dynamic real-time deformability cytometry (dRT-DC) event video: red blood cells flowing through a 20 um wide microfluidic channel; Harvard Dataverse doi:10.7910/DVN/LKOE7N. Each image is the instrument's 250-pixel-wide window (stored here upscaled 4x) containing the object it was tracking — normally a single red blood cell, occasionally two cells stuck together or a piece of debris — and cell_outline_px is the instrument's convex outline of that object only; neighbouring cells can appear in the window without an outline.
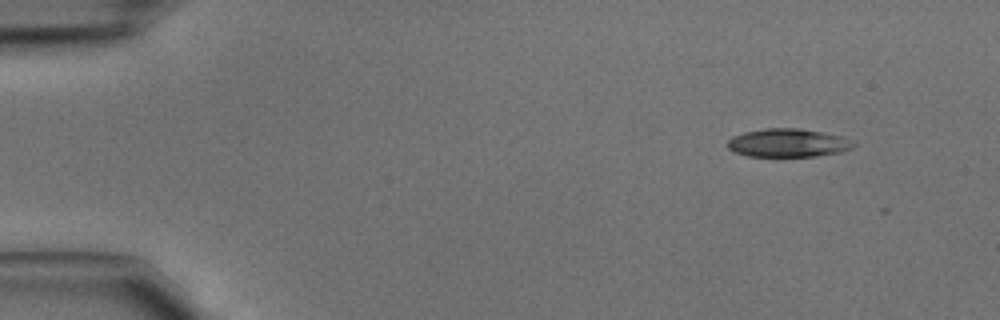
{"species": "common noctule bat (a hibernating species)", "species_latin": "Nyctalus noctula", "temperature_condition": "cold", "stored_images_in_passage": 6, "camera_frame_rate_fps": 3000, "um_per_image_px": 0.085, "animal": {"sex": "male", "body_mass_g": 15.6}, "frame": {"image": 1, "passage_image": 1, "time_ms": 0.0, "image_size_px": [1000, 320], "cell_outline_px": [[856, 144], [852, 148], [840, 152], [816, 156], [748, 156], [736, 152], [728, 148], [728, 140], [732, 136], [744, 132], [764, 128], [800, 128], [844, 136], [852, 140]], "centroid_in_image_um": [67.01, 12.13], "position_along_channel_um": 18.0, "area_um2": 20.87}}